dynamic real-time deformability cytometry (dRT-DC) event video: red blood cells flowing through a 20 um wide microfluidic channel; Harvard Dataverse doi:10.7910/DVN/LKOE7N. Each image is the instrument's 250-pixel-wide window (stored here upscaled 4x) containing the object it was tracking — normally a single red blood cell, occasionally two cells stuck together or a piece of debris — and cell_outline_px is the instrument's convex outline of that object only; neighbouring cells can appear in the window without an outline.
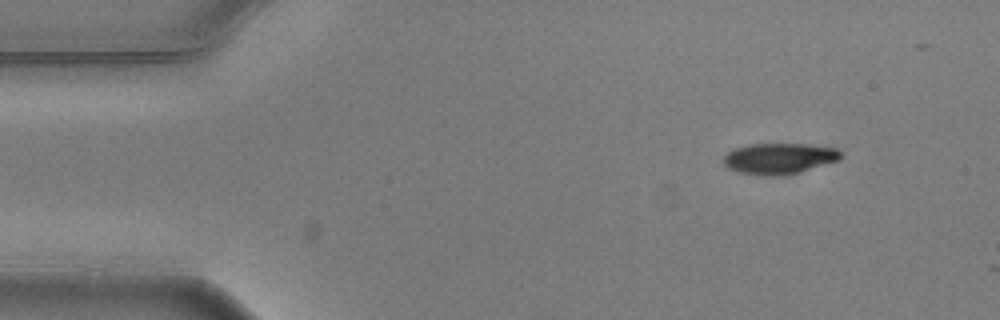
{"species": "common noctule bat (a hibernating species)", "species_latin": "Nyctalus noctula", "temperature_condition": "warm", "stored_images_in_passage": 4, "camera_frame_rate_fps": 3000, "um_per_image_px": 0.085, "animal": {"sex": "male", "body_mass_g": 20.5, "forearm_length_mm": 52.5}, "frame": {"image": 1, "passage_image": 1, "time_ms": 0.0, "image_size_px": [1000, 320], "cell_outline_px": [[840, 160], [800, 172], [784, 176], [772, 176], [736, 172], [728, 168], [724, 164], [724, 156], [728, 152], [736, 148], [752, 144], [808, 144], [836, 148], [840, 152]], "centroid_in_image_um": [66.24, 13.48], "position_along_channel_um": 18.8, "area_um2": 21.1}}